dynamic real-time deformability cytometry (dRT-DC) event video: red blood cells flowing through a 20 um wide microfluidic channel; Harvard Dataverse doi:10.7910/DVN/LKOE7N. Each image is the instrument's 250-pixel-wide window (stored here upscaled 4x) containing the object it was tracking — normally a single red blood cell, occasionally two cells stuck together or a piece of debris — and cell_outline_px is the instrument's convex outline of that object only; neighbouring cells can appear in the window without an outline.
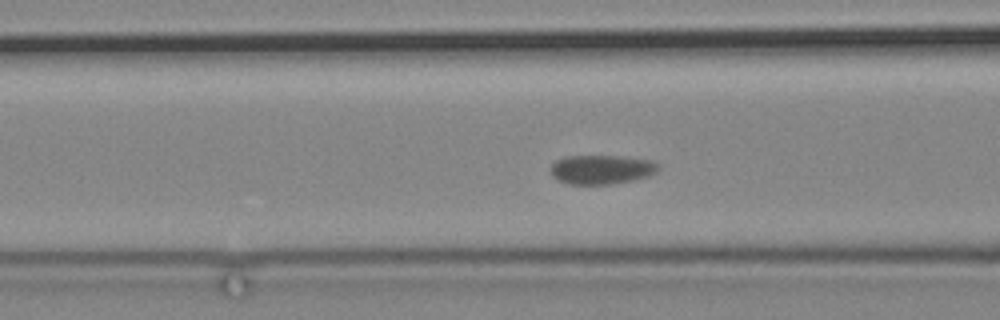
{"species": "common noctule bat (a hibernating species)", "species_latin": "Nyctalus noctula", "temperature_condition": "cold", "stored_images_in_passage": 73, "camera_frame_rate_fps": 3000, "um_per_image_px": 0.085, "animal": {"sex": "male", "body_mass_g": 19.2, "forearm_length_mm": 51.8}, "frame": {"image": 1, "passage_image": 33, "time_ms": 10.667, "image_size_px": [1000, 320], "cell_outline_px": [[660, 168], [656, 172], [648, 176], [632, 180], [612, 184], [568, 184], [552, 176], [552, 164], [556, 160], [564, 156], [620, 156], [652, 160], [660, 164]], "centroid_in_image_um": [51.16, 14.4], "position_along_channel_um": 115.4, "area_um2": 18.32}}
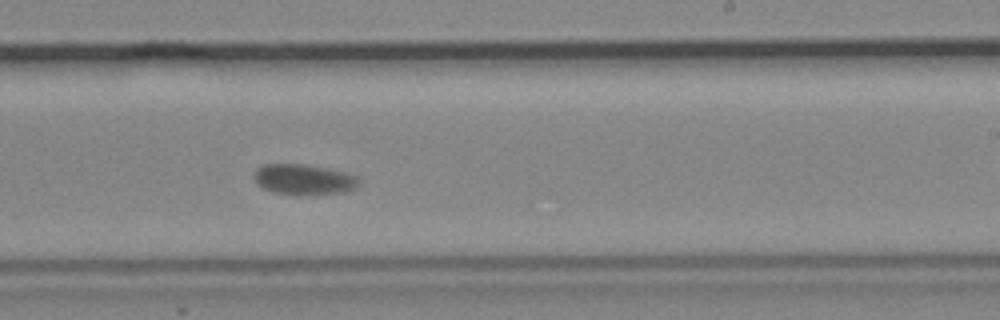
{"frame": {"image": 2, "passage_image": 47, "time_ms": 15.333, "image_size_px": [1000, 320], "cell_outline_px": [[360, 180], [356, 188], [344, 192], [272, 192], [256, 184], [252, 176], [256, 168], [264, 164], [304, 164], [328, 168], [344, 172], [356, 176]], "centroid_in_image_um": [25.78, 15.2], "position_along_channel_um": 263.2, "area_um2": 17.98}}
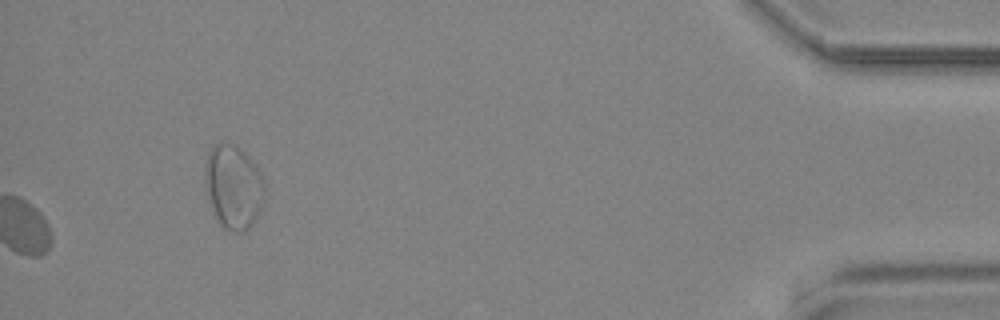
{"frame": {"image": 3, "passage_image": 73, "time_ms": 24.0, "image_size_px": [1000, 320], "cell_outline_px": [[264, 200], [256, 216], [248, 228], [244, 232], [232, 232], [224, 228], [220, 224], [216, 216], [204, 188], [204, 164], [208, 152], [212, 144], [220, 140], [232, 144], [240, 148], [248, 156], [260, 172], [264, 184]], "centroid_in_image_um": [19.79, 15.83], "position_along_channel_um": 415.4, "area_um2": 29.36}}